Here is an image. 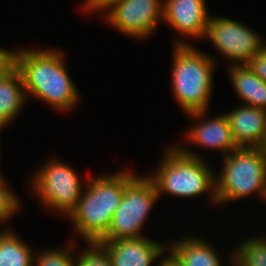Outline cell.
Returning <instances> with one entry per match:
<instances>
[{"instance_id": "obj_6", "label": "cell", "mask_w": 266, "mask_h": 266, "mask_svg": "<svg viewBox=\"0 0 266 266\" xmlns=\"http://www.w3.org/2000/svg\"><path fill=\"white\" fill-rule=\"evenodd\" d=\"M158 198L159 194L150 177H134L125 187L109 229L98 242L142 238L139 230Z\"/></svg>"}, {"instance_id": "obj_14", "label": "cell", "mask_w": 266, "mask_h": 266, "mask_svg": "<svg viewBox=\"0 0 266 266\" xmlns=\"http://www.w3.org/2000/svg\"><path fill=\"white\" fill-rule=\"evenodd\" d=\"M191 141L208 148L221 149L224 153L238 148L225 115L200 123L187 135Z\"/></svg>"}, {"instance_id": "obj_15", "label": "cell", "mask_w": 266, "mask_h": 266, "mask_svg": "<svg viewBox=\"0 0 266 266\" xmlns=\"http://www.w3.org/2000/svg\"><path fill=\"white\" fill-rule=\"evenodd\" d=\"M230 76L235 91L246 105L266 109V82L257 77L247 65L238 64Z\"/></svg>"}, {"instance_id": "obj_2", "label": "cell", "mask_w": 266, "mask_h": 266, "mask_svg": "<svg viewBox=\"0 0 266 266\" xmlns=\"http://www.w3.org/2000/svg\"><path fill=\"white\" fill-rule=\"evenodd\" d=\"M118 174L90 181L86 193L70 213L75 230L89 243L98 242L106 234L125 187L135 177L129 172Z\"/></svg>"}, {"instance_id": "obj_23", "label": "cell", "mask_w": 266, "mask_h": 266, "mask_svg": "<svg viewBox=\"0 0 266 266\" xmlns=\"http://www.w3.org/2000/svg\"><path fill=\"white\" fill-rule=\"evenodd\" d=\"M13 64V52L0 49V75Z\"/></svg>"}, {"instance_id": "obj_17", "label": "cell", "mask_w": 266, "mask_h": 266, "mask_svg": "<svg viewBox=\"0 0 266 266\" xmlns=\"http://www.w3.org/2000/svg\"><path fill=\"white\" fill-rule=\"evenodd\" d=\"M32 251L12 231L0 233V266H34Z\"/></svg>"}, {"instance_id": "obj_16", "label": "cell", "mask_w": 266, "mask_h": 266, "mask_svg": "<svg viewBox=\"0 0 266 266\" xmlns=\"http://www.w3.org/2000/svg\"><path fill=\"white\" fill-rule=\"evenodd\" d=\"M170 248L184 266H220L217 253L201 239H183Z\"/></svg>"}, {"instance_id": "obj_3", "label": "cell", "mask_w": 266, "mask_h": 266, "mask_svg": "<svg viewBox=\"0 0 266 266\" xmlns=\"http://www.w3.org/2000/svg\"><path fill=\"white\" fill-rule=\"evenodd\" d=\"M175 45L173 92L186 113L202 117L210 100L214 60L185 42Z\"/></svg>"}, {"instance_id": "obj_26", "label": "cell", "mask_w": 266, "mask_h": 266, "mask_svg": "<svg viewBox=\"0 0 266 266\" xmlns=\"http://www.w3.org/2000/svg\"><path fill=\"white\" fill-rule=\"evenodd\" d=\"M262 148L266 151V134H265V137H264V143H263Z\"/></svg>"}, {"instance_id": "obj_25", "label": "cell", "mask_w": 266, "mask_h": 266, "mask_svg": "<svg viewBox=\"0 0 266 266\" xmlns=\"http://www.w3.org/2000/svg\"><path fill=\"white\" fill-rule=\"evenodd\" d=\"M170 252V256L162 260L159 266H184L180 259L172 251Z\"/></svg>"}, {"instance_id": "obj_24", "label": "cell", "mask_w": 266, "mask_h": 266, "mask_svg": "<svg viewBox=\"0 0 266 266\" xmlns=\"http://www.w3.org/2000/svg\"><path fill=\"white\" fill-rule=\"evenodd\" d=\"M118 0H87L86 10H97L109 8V6Z\"/></svg>"}, {"instance_id": "obj_12", "label": "cell", "mask_w": 266, "mask_h": 266, "mask_svg": "<svg viewBox=\"0 0 266 266\" xmlns=\"http://www.w3.org/2000/svg\"><path fill=\"white\" fill-rule=\"evenodd\" d=\"M238 147H260L266 134V109L244 106L225 114Z\"/></svg>"}, {"instance_id": "obj_11", "label": "cell", "mask_w": 266, "mask_h": 266, "mask_svg": "<svg viewBox=\"0 0 266 266\" xmlns=\"http://www.w3.org/2000/svg\"><path fill=\"white\" fill-rule=\"evenodd\" d=\"M109 254L113 266H150L165 247L146 238L97 242Z\"/></svg>"}, {"instance_id": "obj_27", "label": "cell", "mask_w": 266, "mask_h": 266, "mask_svg": "<svg viewBox=\"0 0 266 266\" xmlns=\"http://www.w3.org/2000/svg\"><path fill=\"white\" fill-rule=\"evenodd\" d=\"M4 182H5L4 179H3V178L1 177V175H0V185H1V184H4Z\"/></svg>"}, {"instance_id": "obj_13", "label": "cell", "mask_w": 266, "mask_h": 266, "mask_svg": "<svg viewBox=\"0 0 266 266\" xmlns=\"http://www.w3.org/2000/svg\"><path fill=\"white\" fill-rule=\"evenodd\" d=\"M23 89V90H22ZM25 93L22 76L12 64L0 75V126L13 120L24 103Z\"/></svg>"}, {"instance_id": "obj_19", "label": "cell", "mask_w": 266, "mask_h": 266, "mask_svg": "<svg viewBox=\"0 0 266 266\" xmlns=\"http://www.w3.org/2000/svg\"><path fill=\"white\" fill-rule=\"evenodd\" d=\"M90 249L81 254L75 266H113L108 252L97 242L88 243Z\"/></svg>"}, {"instance_id": "obj_8", "label": "cell", "mask_w": 266, "mask_h": 266, "mask_svg": "<svg viewBox=\"0 0 266 266\" xmlns=\"http://www.w3.org/2000/svg\"><path fill=\"white\" fill-rule=\"evenodd\" d=\"M206 37L226 57L246 65L262 50L261 39L245 25L235 20L209 17Z\"/></svg>"}, {"instance_id": "obj_22", "label": "cell", "mask_w": 266, "mask_h": 266, "mask_svg": "<svg viewBox=\"0 0 266 266\" xmlns=\"http://www.w3.org/2000/svg\"><path fill=\"white\" fill-rule=\"evenodd\" d=\"M246 65L257 77L266 82V46L263 45L262 50Z\"/></svg>"}, {"instance_id": "obj_7", "label": "cell", "mask_w": 266, "mask_h": 266, "mask_svg": "<svg viewBox=\"0 0 266 266\" xmlns=\"http://www.w3.org/2000/svg\"><path fill=\"white\" fill-rule=\"evenodd\" d=\"M34 180V192L45 205L68 215L75 209L81 197V183L69 166L54 160L45 165Z\"/></svg>"}, {"instance_id": "obj_5", "label": "cell", "mask_w": 266, "mask_h": 266, "mask_svg": "<svg viewBox=\"0 0 266 266\" xmlns=\"http://www.w3.org/2000/svg\"><path fill=\"white\" fill-rule=\"evenodd\" d=\"M231 153L224 154L225 165L216 182L217 203L245 197L259 190L265 199L266 151L260 147H238Z\"/></svg>"}, {"instance_id": "obj_1", "label": "cell", "mask_w": 266, "mask_h": 266, "mask_svg": "<svg viewBox=\"0 0 266 266\" xmlns=\"http://www.w3.org/2000/svg\"><path fill=\"white\" fill-rule=\"evenodd\" d=\"M62 55L55 51L20 50L13 52L24 90L62 110H69L78 92L63 66Z\"/></svg>"}, {"instance_id": "obj_10", "label": "cell", "mask_w": 266, "mask_h": 266, "mask_svg": "<svg viewBox=\"0 0 266 266\" xmlns=\"http://www.w3.org/2000/svg\"><path fill=\"white\" fill-rule=\"evenodd\" d=\"M164 19L180 33L200 37L206 35L209 17L204 0H166Z\"/></svg>"}, {"instance_id": "obj_9", "label": "cell", "mask_w": 266, "mask_h": 266, "mask_svg": "<svg viewBox=\"0 0 266 266\" xmlns=\"http://www.w3.org/2000/svg\"><path fill=\"white\" fill-rule=\"evenodd\" d=\"M162 6L159 0H118L109 6L107 20L125 34L148 36L160 17H164Z\"/></svg>"}, {"instance_id": "obj_18", "label": "cell", "mask_w": 266, "mask_h": 266, "mask_svg": "<svg viewBox=\"0 0 266 266\" xmlns=\"http://www.w3.org/2000/svg\"><path fill=\"white\" fill-rule=\"evenodd\" d=\"M233 255L234 266H266V240L252 239L240 245Z\"/></svg>"}, {"instance_id": "obj_21", "label": "cell", "mask_w": 266, "mask_h": 266, "mask_svg": "<svg viewBox=\"0 0 266 266\" xmlns=\"http://www.w3.org/2000/svg\"><path fill=\"white\" fill-rule=\"evenodd\" d=\"M4 186L5 184L0 185V222L10 218L19 206L15 194Z\"/></svg>"}, {"instance_id": "obj_20", "label": "cell", "mask_w": 266, "mask_h": 266, "mask_svg": "<svg viewBox=\"0 0 266 266\" xmlns=\"http://www.w3.org/2000/svg\"><path fill=\"white\" fill-rule=\"evenodd\" d=\"M72 247L68 248V251L64 250H53L42 253L36 257V266H75V262L70 255Z\"/></svg>"}, {"instance_id": "obj_4", "label": "cell", "mask_w": 266, "mask_h": 266, "mask_svg": "<svg viewBox=\"0 0 266 266\" xmlns=\"http://www.w3.org/2000/svg\"><path fill=\"white\" fill-rule=\"evenodd\" d=\"M167 153L158 173L150 178L157 193L167 192L181 197H192L212 188L213 200L217 203L216 181L204 161L202 162L197 154L180 146L170 148Z\"/></svg>"}]
</instances>
